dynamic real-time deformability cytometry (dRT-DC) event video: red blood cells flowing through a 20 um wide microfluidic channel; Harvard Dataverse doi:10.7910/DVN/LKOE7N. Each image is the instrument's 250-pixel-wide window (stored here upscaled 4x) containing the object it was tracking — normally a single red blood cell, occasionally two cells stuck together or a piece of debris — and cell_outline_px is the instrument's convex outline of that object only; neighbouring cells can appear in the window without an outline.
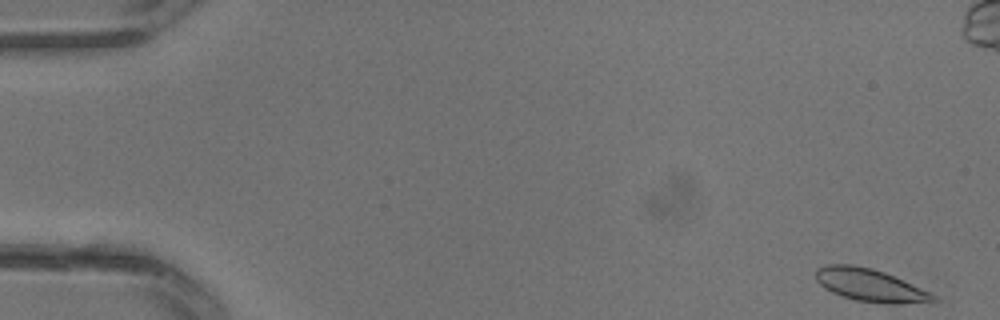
{"species": "common noctule bat (a hibernating species)", "species_latin": "Nyctalus noctula", "temperature_condition": "warm", "stored_images_in_passage": 33, "camera_frame_rate_fps": 3000, "um_per_image_px": 0.085, "animal": {"sex": "male", "body_mass_g": 13.3}, "frame": {"image": 1, "passage_image": 1, "time_ms": 0.0, "image_size_px": [1000, 320], "cell_outline_px": [[940, 300], [896, 304], [888, 304], [856, 300], [840, 296], [824, 288], [816, 280], [816, 268], [828, 264], [852, 264], [872, 268], [884, 272], [904, 280], [932, 292]], "centroid_in_image_um": [73.95, 24.23], "position_along_channel_um": 11.0, "area_um2": 22.48}}
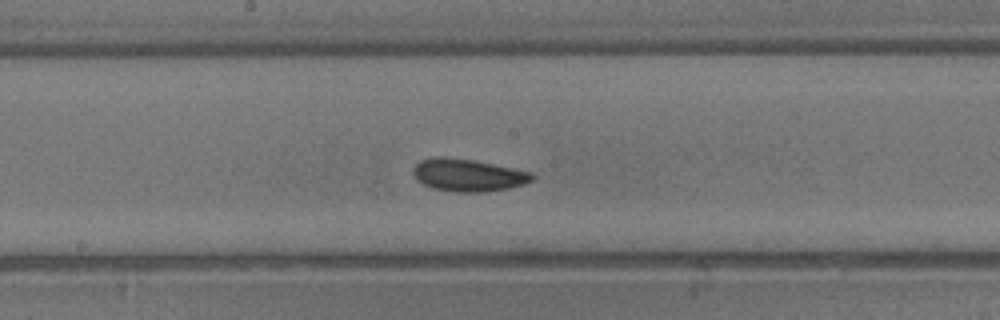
{"frame": {"image": 2, "passage_image": 17, "time_ms": 5.333, "image_size_px": [1000, 320], "cell_outline_px": [[536, 176], [532, 180], [524, 184], [508, 188], [484, 192], [456, 192], [432, 188], [416, 180], [412, 172], [412, 168], [420, 160], [436, 156], [444, 156], [472, 160], [532, 172]], "centroid_in_image_um": [39.75, 14.88], "position_along_channel_um": 208.4, "area_um2": 22.54}}
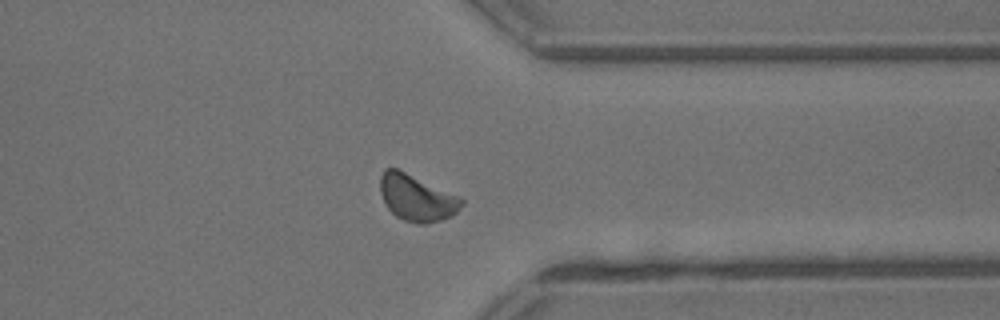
{"frame": {"image": 3, "passage_image": 25, "time_ms": 8.0, "image_size_px": [1000, 320], "cell_outline_px": [[464, 204], [452, 216], [428, 224], [416, 224], [404, 220], [396, 216], [388, 208], [380, 192], [380, 176], [384, 168], [400, 168], [460, 196], [464, 200]], "centroid_in_image_um": [35.44, 16.79], "position_along_channel_um": 376.0, "area_um2": 22.43}}